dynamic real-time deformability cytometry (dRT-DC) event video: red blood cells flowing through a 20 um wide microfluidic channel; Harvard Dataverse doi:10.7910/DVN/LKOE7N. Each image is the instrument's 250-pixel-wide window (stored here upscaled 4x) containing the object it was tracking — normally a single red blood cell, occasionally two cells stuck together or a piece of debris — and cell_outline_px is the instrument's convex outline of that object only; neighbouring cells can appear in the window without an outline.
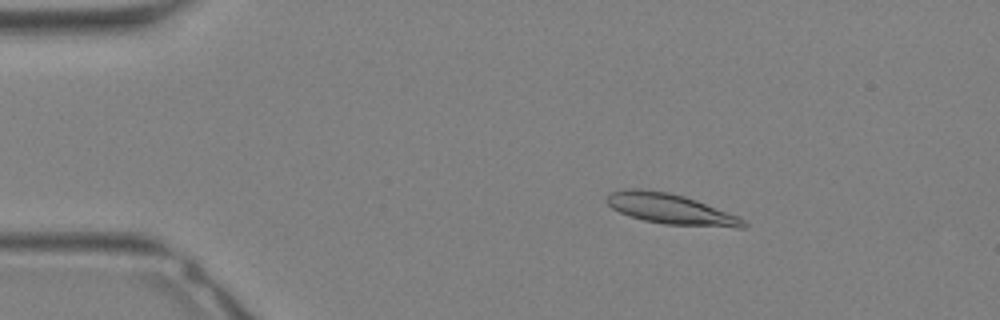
{"species": "Egyptian fruit bat (a non-hibernating species)", "species_latin": "Rousettus aegyptiacus", "temperature_condition": "warm", "stored_images_in_passage": 33, "camera_frame_rate_fps": 3000, "um_per_image_px": 0.085, "animal": {"sex": "female"}, "frame": {"image": 1, "passage_image": 6, "time_ms": 1.667, "image_size_px": [1000, 320], "cell_outline_px": [[748, 224], [744, 228], [736, 228], [664, 224], [644, 220], [620, 212], [612, 208], [604, 200], [608, 192], [624, 188], [640, 188], [668, 192], [684, 196], [696, 200], [736, 216], [744, 220]], "centroid_in_image_um": [56.94, 17.75], "position_along_channel_um": 28.1, "area_um2": 24.22}}
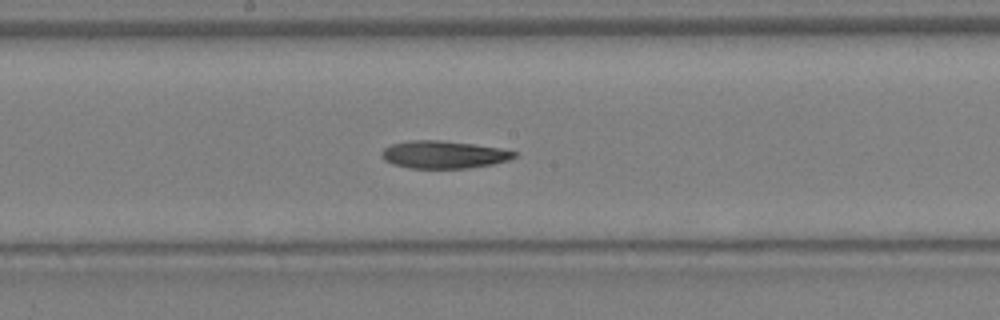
{"frame": {"image": 2, "passage_image": 18, "time_ms": 5.667, "image_size_px": [1000, 320], "cell_outline_px": [[516, 156], [508, 160], [492, 164], [468, 168], [408, 168], [392, 164], [384, 160], [380, 156], [380, 152], [384, 148], [392, 144], [408, 140], [440, 140], [472, 144], [500, 148], [516, 152]], "centroid_in_image_um": [37.65, 13.14], "position_along_channel_um": 210.5, "area_um2": 21.33}}
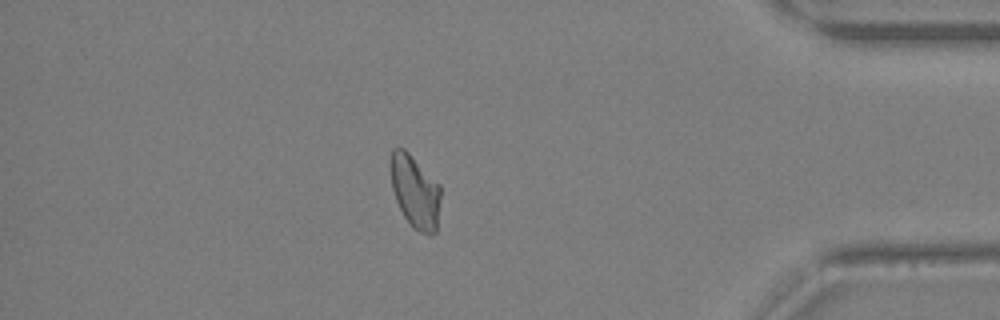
{"frame": {"image": 3, "passage_image": 29, "time_ms": 9.333, "image_size_px": [1000, 320], "cell_outline_px": [[440, 196], [436, 232], [432, 236], [428, 236], [412, 228], [404, 216], [396, 200], [392, 188], [392, 148], [404, 148], [440, 184]], "centroid_in_image_um": [35.31, 16.33], "position_along_channel_um": 399.9, "area_um2": 21.04}}